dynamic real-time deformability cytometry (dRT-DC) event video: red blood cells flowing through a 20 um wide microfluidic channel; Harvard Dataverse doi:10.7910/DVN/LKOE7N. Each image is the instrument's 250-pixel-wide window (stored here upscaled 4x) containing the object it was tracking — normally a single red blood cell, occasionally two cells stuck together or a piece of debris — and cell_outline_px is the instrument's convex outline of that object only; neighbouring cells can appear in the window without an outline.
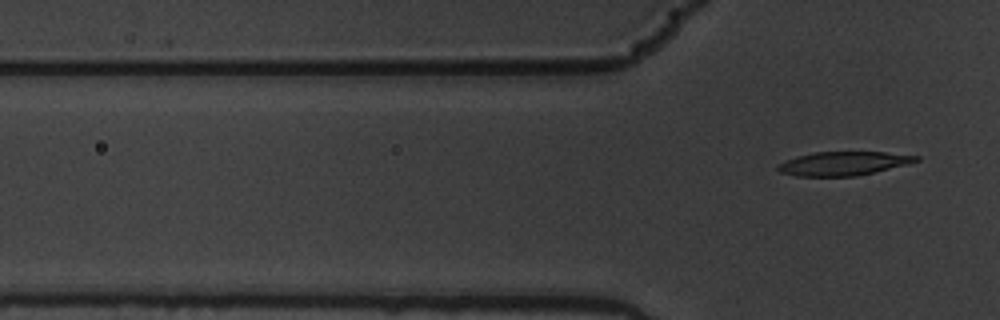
{"species": "common noctule bat (a hibernating species)", "species_latin": "Nyctalus noctula", "temperature_condition": "warm", "stored_images_in_passage": 7, "camera_frame_rate_fps": 3000, "um_per_image_px": 0.085, "animal": {"sex": "male", "body_mass_g": 19.5, "forearm_length_mm": 54.6}, "frame": {"image": 1, "passage_image": 7, "time_ms": 2.0, "image_size_px": [1000, 320], "cell_outline_px": [[920, 160], [908, 164], [856, 176], [796, 176], [780, 172], [776, 168], [776, 164], [796, 156], [816, 152], [884, 152], [920, 156]], "centroid_in_image_um": [71.66, 13.89], "position_along_channel_um": 54.1, "area_um2": 19.13}}